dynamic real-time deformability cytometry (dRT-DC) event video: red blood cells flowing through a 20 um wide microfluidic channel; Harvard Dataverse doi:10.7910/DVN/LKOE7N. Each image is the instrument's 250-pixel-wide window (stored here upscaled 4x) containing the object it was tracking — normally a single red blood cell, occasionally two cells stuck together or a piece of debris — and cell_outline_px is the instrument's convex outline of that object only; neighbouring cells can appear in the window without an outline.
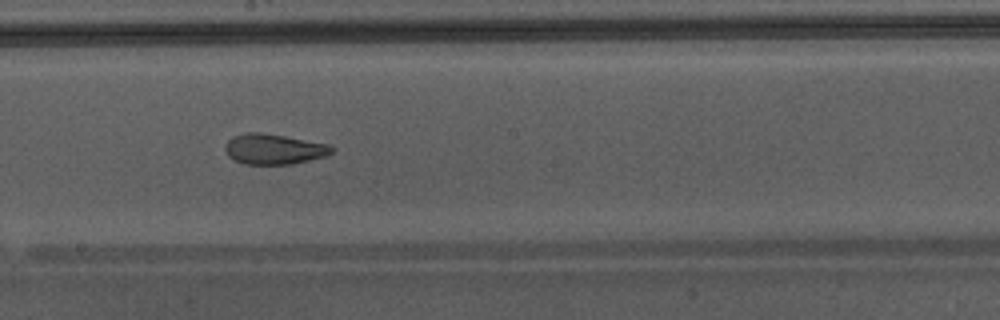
{"species": "Egyptian fruit bat (a non-hibernating species)", "species_latin": "Rousettus aegyptiacus", "temperature_condition": "warm", "stored_images_in_passage": 51, "camera_frame_rate_fps": 3000, "um_per_image_px": 0.085, "animal": {"sex": "male"}, "frame": {"image": 1, "passage_image": 30, "time_ms": 9.667, "image_size_px": [1000, 320], "cell_outline_px": [[332, 152], [324, 156], [292, 164], [244, 164], [228, 156], [224, 148], [224, 144], [232, 136], [248, 132], [260, 132], [284, 136], [328, 144], [332, 148]], "centroid_in_image_um": [23.22, 12.67], "position_along_channel_um": 225.0, "area_um2": 18.67}, "authors_computed_cell_mechanics": {"area_um2": 23.3512, "velocity_mm_per_s": 4.4204, "shape_relaxation_time_tau1_ms": null, "shape_relaxation_time_tau2_ms": 1.1604, "deformation_change_tau1": null, "deformation_change_tau2": 0.073}}